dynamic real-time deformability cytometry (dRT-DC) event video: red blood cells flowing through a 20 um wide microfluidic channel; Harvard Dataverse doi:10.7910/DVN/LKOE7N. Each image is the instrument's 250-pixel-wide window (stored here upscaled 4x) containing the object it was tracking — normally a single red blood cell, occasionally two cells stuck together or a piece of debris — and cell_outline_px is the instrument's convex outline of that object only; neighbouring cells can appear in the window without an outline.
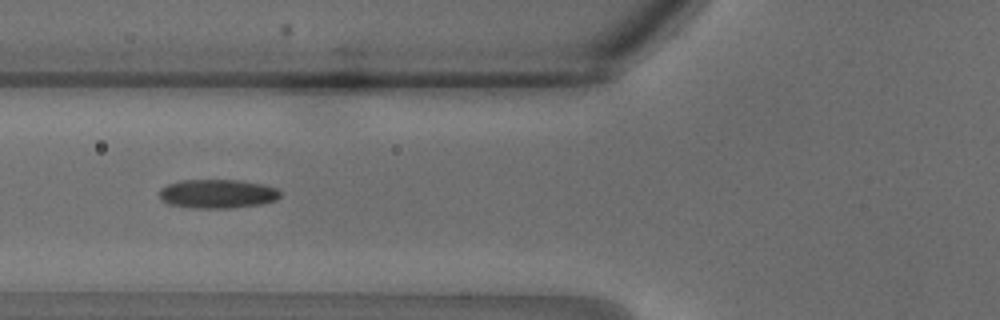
{"species": "common noctule bat (a hibernating species)", "species_latin": "Nyctalus noctula", "temperature_condition": "warm", "stored_images_in_passage": 32, "camera_frame_rate_fps": 3000, "um_per_image_px": 0.085, "animal": {"sex": "male", "body_mass_g": 18.8}, "frame": {"image": 1, "passage_image": 13, "time_ms": 4.0, "image_size_px": [1000, 320], "cell_outline_px": [[280, 196], [276, 200], [260, 204], [232, 208], [196, 208], [168, 204], [160, 200], [160, 188], [168, 184], [180, 180], [240, 180], [264, 184], [276, 188], [280, 192]], "centroid_in_image_um": [18.48, 16.47], "position_along_channel_um": 107.3, "area_um2": 20.46}}
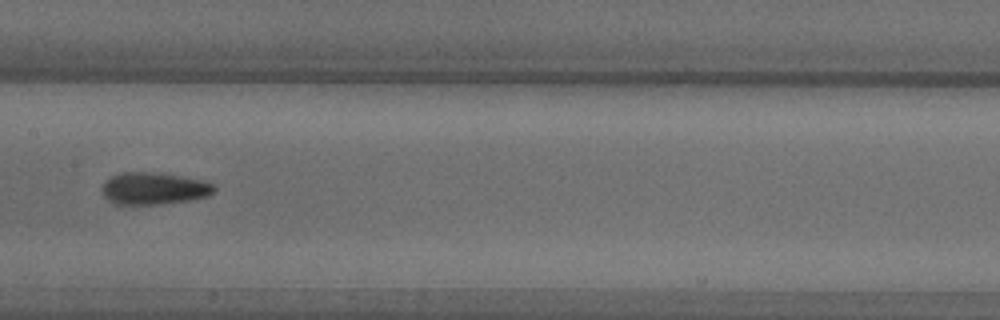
{"frame": {"image": 2, "passage_image": 17, "time_ms": 5.333, "image_size_px": [1000, 320], "cell_outline_px": [[216, 188], [208, 196], [188, 200], [160, 204], [116, 204], [104, 196], [100, 188], [104, 180], [120, 172], [152, 172], [180, 176], [204, 180], [212, 184]], "centroid_in_image_um": [13.04, 16.01], "position_along_channel_um": 194.4, "area_um2": 20.92}}
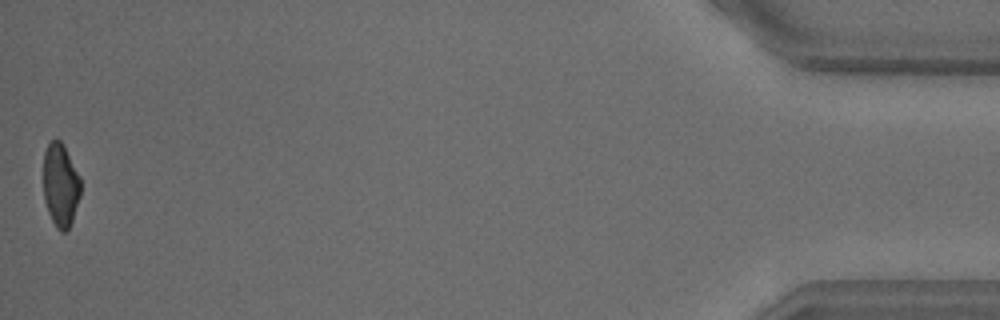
{"frame": {"image": 3, "passage_image": 32, "time_ms": 10.333, "image_size_px": [1000, 320], "cell_outline_px": [[80, 196], [72, 220], [68, 228], [64, 232], [60, 232], [56, 228], [48, 212], [44, 200], [44, 152], [48, 144], [52, 140], [60, 140], [64, 144], [80, 176]], "centroid_in_image_um": [5.15, 15.72], "position_along_channel_um": 430.1, "area_um2": 18.09}}